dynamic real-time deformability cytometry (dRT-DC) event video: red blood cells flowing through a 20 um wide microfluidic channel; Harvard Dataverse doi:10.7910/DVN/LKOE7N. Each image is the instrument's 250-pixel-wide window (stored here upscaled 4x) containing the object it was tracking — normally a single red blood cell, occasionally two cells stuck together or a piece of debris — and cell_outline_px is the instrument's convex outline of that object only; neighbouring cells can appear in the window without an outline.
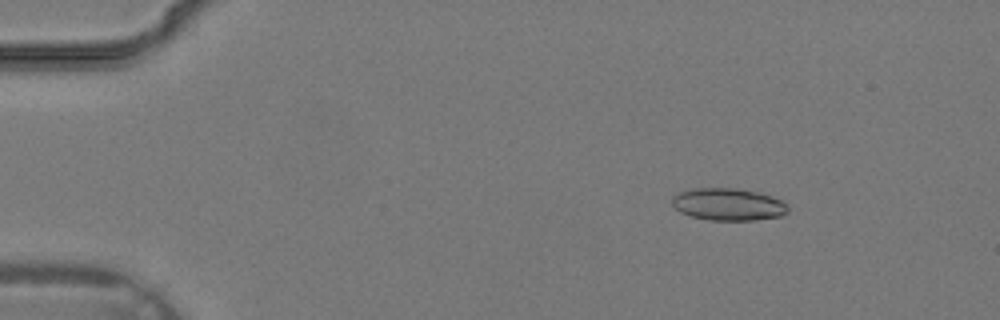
{"species": "common noctule bat (a hibernating species)", "species_latin": "Nyctalus noctula", "temperature_condition": "warm", "stored_images_in_passage": 36, "camera_frame_rate_fps": 3000, "um_per_image_px": 0.085, "animal": {"sex": "male", "body_mass_g": 19.2, "forearm_length_mm": 51.8}, "frame": {"image": 1, "passage_image": 5, "time_ms": 1.333, "image_size_px": [1000, 320], "cell_outline_px": [[788, 212], [780, 216], [756, 220], [708, 220], [692, 216], [680, 212], [672, 204], [672, 196], [676, 192], [692, 188], [736, 188], [760, 192], [784, 200], [788, 204]], "centroid_in_image_um": [61.91, 17.36], "position_along_channel_um": 23.1, "area_um2": 22.14}}
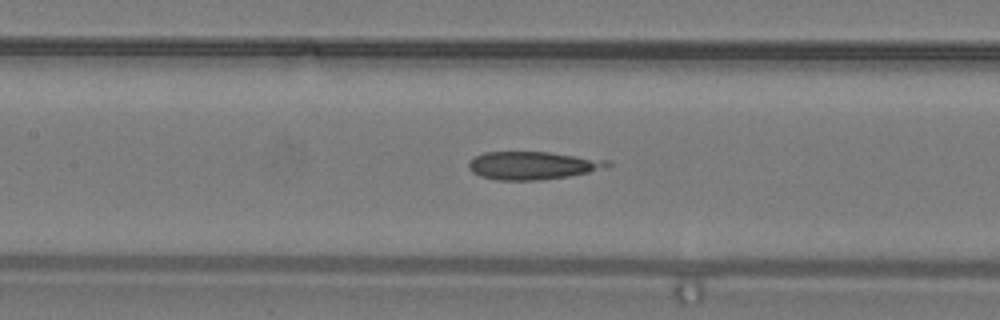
{"frame": {"image": 2, "passage_image": 17, "time_ms": 5.333, "image_size_px": [1000, 320], "cell_outline_px": [[612, 164], [608, 168], [568, 176], [544, 180], [496, 180], [480, 176], [472, 172], [468, 168], [468, 164], [476, 156], [484, 152], [548, 152], [612, 160]], "centroid_in_image_um": [45.33, 14.07], "position_along_channel_um": 162.1, "area_um2": 22.77}}
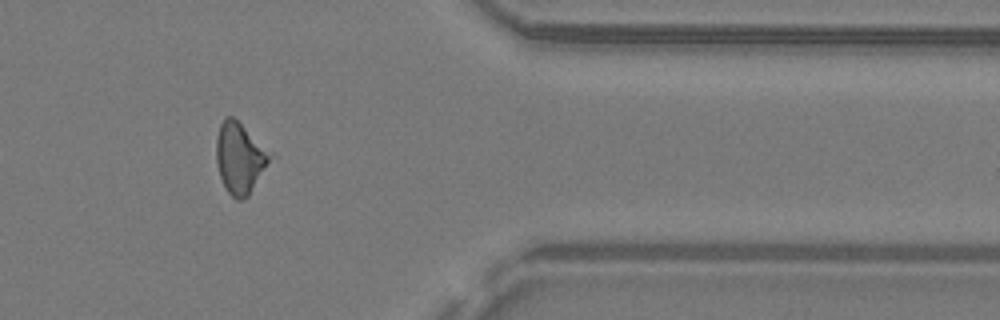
{"frame": {"image": 3, "passage_image": 30, "time_ms": 9.667, "image_size_px": [1000, 320], "cell_outline_px": [[276, 156], [248, 196], [240, 200], [236, 200], [228, 192], [220, 176], [216, 160], [216, 136], [220, 124], [224, 116], [232, 116], [272, 152]], "centroid_in_image_um": [20.43, 13.43], "position_along_channel_um": 391.0, "area_um2": 22.54}}